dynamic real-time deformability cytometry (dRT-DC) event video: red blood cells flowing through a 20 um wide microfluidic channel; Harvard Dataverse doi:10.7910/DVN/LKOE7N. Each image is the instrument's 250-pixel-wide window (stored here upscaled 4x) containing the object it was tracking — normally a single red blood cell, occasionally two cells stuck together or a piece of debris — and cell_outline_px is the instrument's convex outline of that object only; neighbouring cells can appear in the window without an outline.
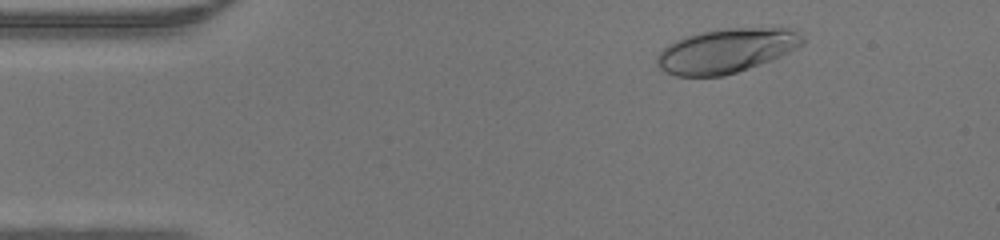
{"species": "human", "species_latin": "Homo sapiens", "temperature_condition": "warm", "stored_images_in_passage": 44, "camera_frame_rate_fps": 3000, "um_per_image_px": 0.085, "donor": {"sex": "male"}, "frame": {"image": 1, "passage_image": 4, "time_ms": 1.0, "image_size_px": [1000, 240], "cell_outline_px": [[804, 44], [772, 60], [724, 76], [676, 76], [664, 72], [656, 64], [656, 56], [668, 44], [684, 36], [700, 32], [728, 28], [784, 28], [796, 32], [804, 36]], "centroid_in_image_um": [61.7, 4.32], "position_along_channel_um": 23.3, "area_um2": 37.45}}
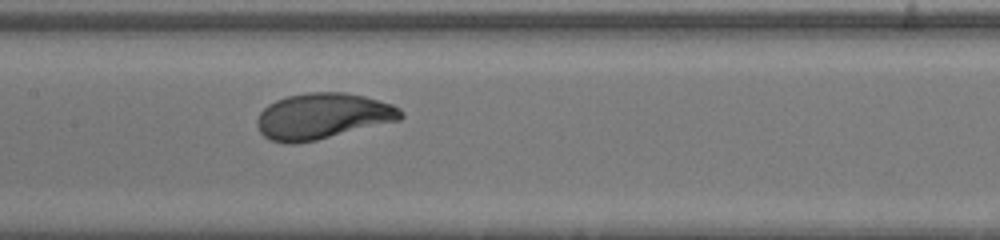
{"frame": {"image": 2, "passage_image": 20, "time_ms": 6.333, "image_size_px": [1000, 240], "cell_outline_px": [[404, 116], [400, 120], [316, 140], [296, 144], [288, 144], [272, 140], [264, 136], [260, 132], [256, 124], [256, 120], [260, 112], [268, 104], [276, 100], [288, 96], [308, 92], [344, 92], [364, 96], [392, 104], [400, 108], [404, 112]], "centroid_in_image_um": [27.42, 9.87], "position_along_channel_um": 180.0, "area_um2": 38.49}}
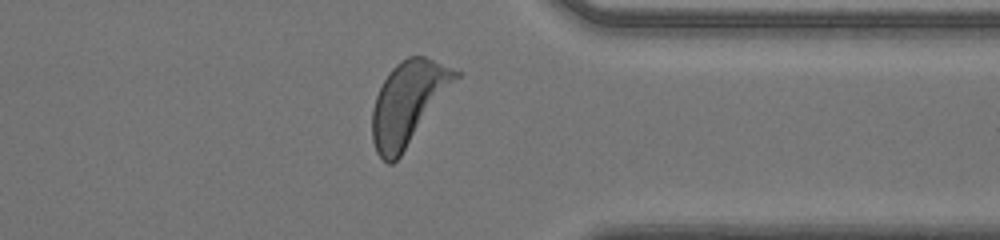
{"frame": {"image": 3, "passage_image": 34, "time_ms": 11.0, "image_size_px": [1000, 240], "cell_outline_px": [[464, 72], [400, 156], [392, 164], [388, 164], [376, 152], [372, 140], [372, 108], [376, 96], [384, 80], [392, 68], [400, 60], [408, 56], [424, 56]], "centroid_in_image_um": [34.72, 8.72], "position_along_channel_um": 376.7, "area_um2": 40.29}}